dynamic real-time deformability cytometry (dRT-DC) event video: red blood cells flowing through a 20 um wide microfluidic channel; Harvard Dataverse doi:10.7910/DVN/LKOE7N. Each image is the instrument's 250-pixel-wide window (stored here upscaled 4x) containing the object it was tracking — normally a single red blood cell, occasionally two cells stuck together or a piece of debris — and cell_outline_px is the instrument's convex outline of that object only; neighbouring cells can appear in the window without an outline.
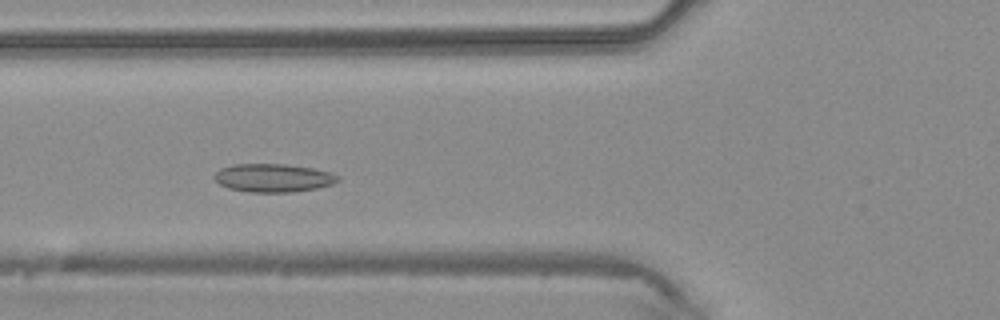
{"species": "common noctule bat (a hibernating species)", "species_latin": "Nyctalus noctula", "temperature_condition": "warm", "stored_images_in_passage": 40, "camera_frame_rate_fps": 3000, "um_per_image_px": 0.085, "animal": {"sex": "male", "body_mass_g": 20.4}, "frame": {"image": 1, "passage_image": 13, "time_ms": 4.0, "image_size_px": [1000, 320], "cell_outline_px": [[340, 180], [332, 184], [316, 188], [292, 192], [248, 192], [228, 188], [220, 184], [212, 176], [220, 168], [232, 164], [284, 164], [312, 168], [332, 172], [340, 176]], "centroid_in_image_um": [23.22, 15.12], "position_along_channel_um": 102.6, "area_um2": 20.46}}
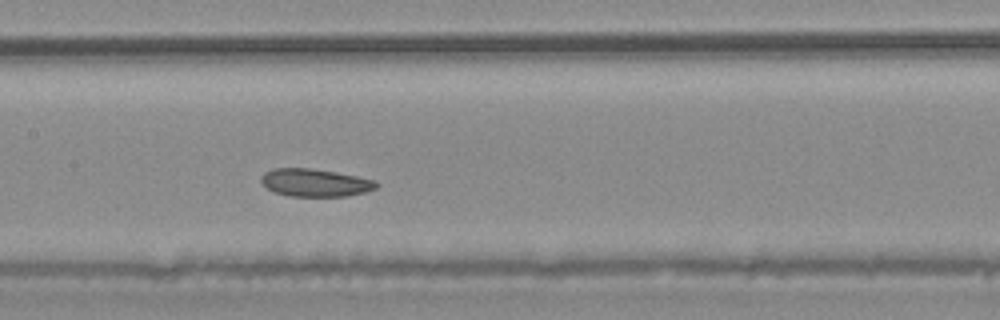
{"frame": {"image": 2, "passage_image": 18, "time_ms": 5.667, "image_size_px": [1000, 320], "cell_outline_px": [[380, 184], [376, 188], [364, 192], [348, 196], [288, 196], [276, 192], [268, 188], [260, 180], [260, 176], [264, 172], [272, 168], [312, 168], [336, 172], [376, 180]], "centroid_in_image_um": [26.79, 15.52], "position_along_channel_um": 180.6, "area_um2": 18.67}}
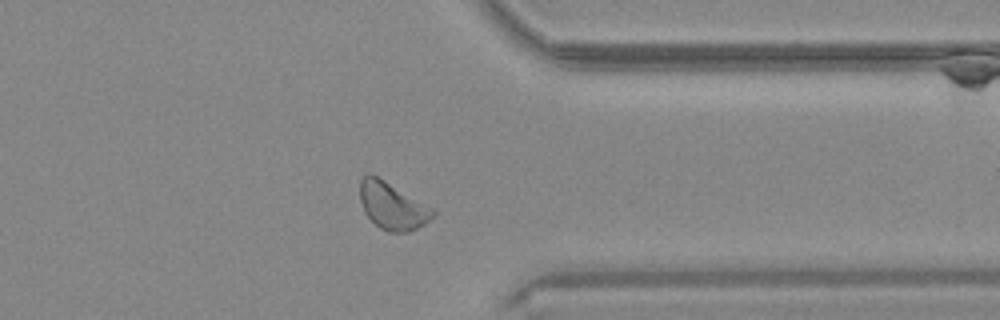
{"frame": {"image": 3, "passage_image": 31, "time_ms": 10.0, "image_size_px": [1000, 320], "cell_outline_px": [[436, 212], [424, 224], [408, 232], [388, 232], [380, 228], [364, 212], [360, 200], [360, 180], [368, 172], [372, 172], [432, 208]], "centroid_in_image_um": [33.31, 17.47], "position_along_channel_um": 378.1, "area_um2": 19.88}}